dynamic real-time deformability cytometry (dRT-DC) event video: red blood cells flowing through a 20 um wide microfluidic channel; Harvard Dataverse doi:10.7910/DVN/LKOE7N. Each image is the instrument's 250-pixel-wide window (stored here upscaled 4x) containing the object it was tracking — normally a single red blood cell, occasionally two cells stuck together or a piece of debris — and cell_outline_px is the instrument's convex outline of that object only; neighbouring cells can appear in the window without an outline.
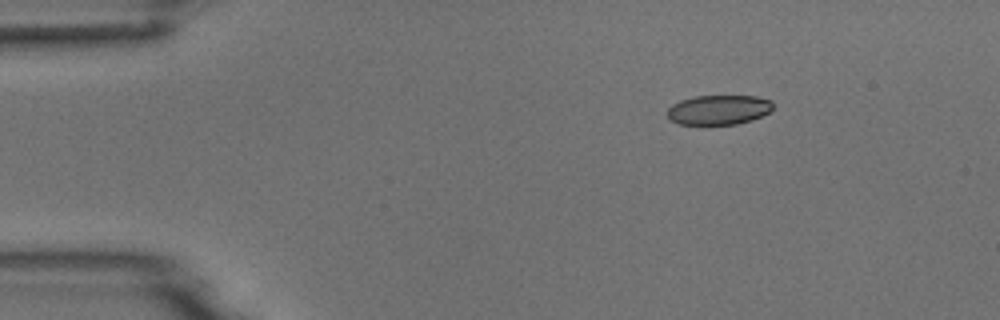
{"species": "common noctule bat (a hibernating species)", "species_latin": "Nyctalus noctula", "temperature_condition": "room temperature", "stored_images_in_passage": 3, "camera_frame_rate_fps": 3000, "um_per_image_px": 0.085, "animal": {"sex": "male", "body_mass_g": 18.8}, "frame": {"image": 1, "passage_image": 1, "time_ms": 0.0, "image_size_px": [1000, 320], "cell_outline_px": [[772, 108], [768, 112], [752, 120], [736, 124], [680, 124], [672, 120], [668, 116], [668, 108], [672, 104], [680, 100], [696, 96], [756, 96], [772, 100]], "centroid_in_image_um": [61.09, 9.32], "position_along_channel_um": 23.9, "area_um2": 18.09}}